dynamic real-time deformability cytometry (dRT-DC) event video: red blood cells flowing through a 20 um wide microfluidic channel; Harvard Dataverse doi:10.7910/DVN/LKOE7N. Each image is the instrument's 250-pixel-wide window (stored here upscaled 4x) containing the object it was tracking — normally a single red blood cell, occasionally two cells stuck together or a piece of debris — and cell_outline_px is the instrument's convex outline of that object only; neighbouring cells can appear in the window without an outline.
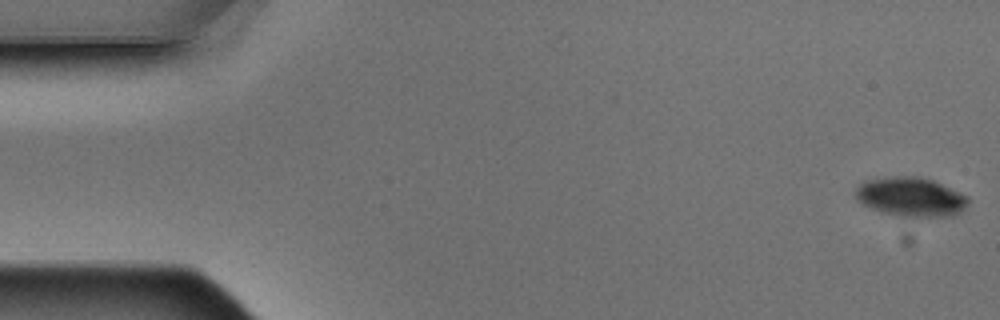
{"species": "Egyptian fruit bat (a non-hibernating species)", "species_latin": "Rousettus aegyptiacus", "temperature_condition": "warm", "stored_images_in_passage": 4, "camera_frame_rate_fps": 3000, "um_per_image_px": 0.085, "animal": {"sex": "male"}, "frame": {"image": 1, "passage_image": 1, "time_ms": 0.0, "image_size_px": [1000, 320], "cell_outline_px": [[968, 204], [960, 212], [948, 216], [900, 216], [884, 212], [872, 208], [856, 200], [856, 188], [860, 184], [868, 180], [896, 176], [920, 176], [932, 180], [960, 192], [968, 196]], "centroid_in_image_um": [77.43, 16.72], "position_along_channel_um": 7.6, "area_um2": 25.32}}